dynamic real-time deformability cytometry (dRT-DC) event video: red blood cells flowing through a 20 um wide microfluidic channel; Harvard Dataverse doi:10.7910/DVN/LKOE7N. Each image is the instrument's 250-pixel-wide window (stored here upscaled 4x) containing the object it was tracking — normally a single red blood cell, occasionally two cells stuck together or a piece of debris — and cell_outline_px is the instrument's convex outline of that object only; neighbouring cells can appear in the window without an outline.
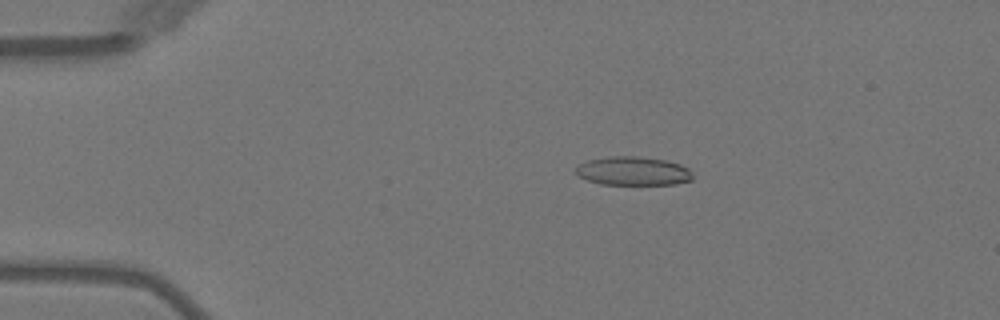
{"species": "Egyptian fruit bat (a non-hibernating species)", "species_latin": "Rousettus aegyptiacus", "temperature_condition": "warm", "stored_images_in_passage": 6, "camera_frame_rate_fps": 3000, "um_per_image_px": 0.085, "animal": {"sex": "female"}, "frame": {"image": 1, "passage_image": 3, "time_ms": 2.333, "image_size_px": [1000, 320], "cell_outline_px": [[692, 180], [676, 184], [600, 184], [588, 180], [580, 176], [576, 172], [576, 168], [580, 164], [588, 160], [608, 156], [640, 156], [668, 160], [680, 164], [688, 168], [692, 172]], "centroid_in_image_um": [53.85, 14.53], "position_along_channel_um": 31.1, "area_um2": 19.59}}
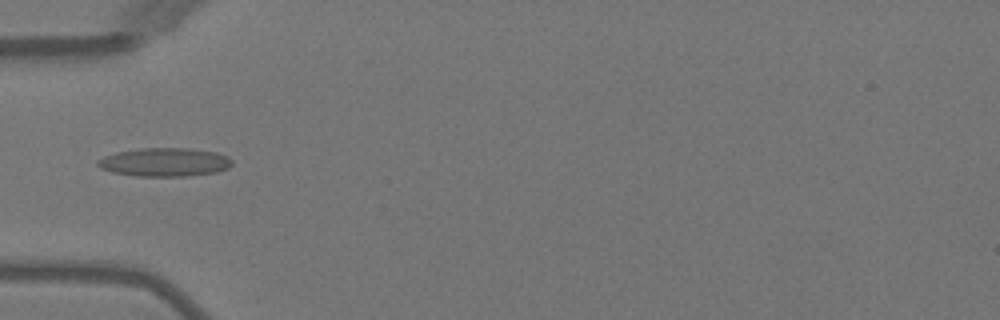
{"frame": {"image": 2, "passage_image": 5, "time_ms": 4.667, "image_size_px": [1000, 320], "cell_outline_px": [[232, 164], [228, 168], [216, 172], [184, 176], [136, 176], [112, 172], [100, 168], [96, 164], [96, 160], [104, 156], [116, 152], [140, 148], [188, 148], [216, 152], [228, 156], [232, 160]], "centroid_in_image_um": [13.97, 13.78], "position_along_channel_um": 71.0, "area_um2": 22.43}}
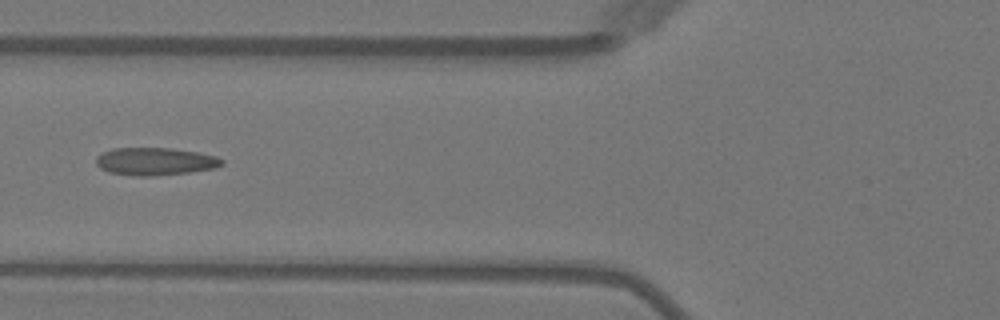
{"frame": {"image": 3, "passage_image": 6, "time_ms": 5.667, "image_size_px": [1000, 320], "cell_outline_px": [[224, 164], [216, 168], [188, 172], [148, 176], [132, 176], [108, 172], [100, 168], [96, 164], [96, 156], [112, 148], [168, 148], [196, 152], [216, 156], [224, 160]], "centroid_in_image_um": [13.17, 13.72], "position_along_channel_um": 112.6, "area_um2": 20.23}}